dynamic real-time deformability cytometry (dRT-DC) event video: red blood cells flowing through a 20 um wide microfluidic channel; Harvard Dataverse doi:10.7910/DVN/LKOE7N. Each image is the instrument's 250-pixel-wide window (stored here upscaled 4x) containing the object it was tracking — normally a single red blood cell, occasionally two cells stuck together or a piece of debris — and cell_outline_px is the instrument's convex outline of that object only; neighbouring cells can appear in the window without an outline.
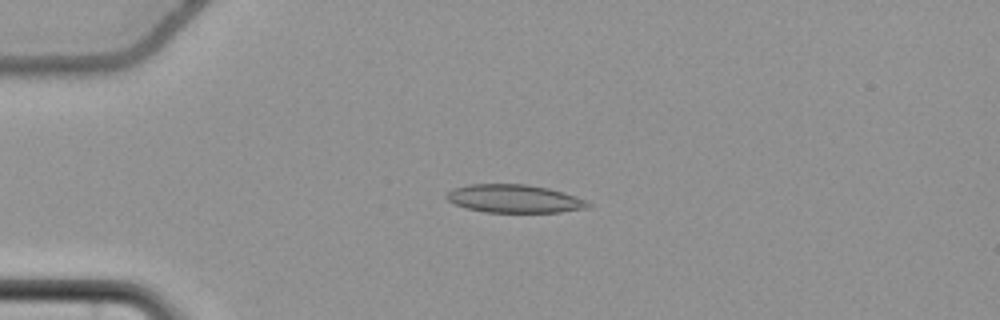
{"species": "common noctule bat (a hibernating species)", "species_latin": "Nyctalus noctula", "temperature_condition": "cold", "stored_images_in_passage": 56, "camera_frame_rate_fps": 3000, "um_per_image_px": 0.085, "animal": {"sex": "female", "body_mass_g": 22.7, "forearm_length_mm": 54.2}, "frame": {"image": 1, "passage_image": 14, "time_ms": 4.333, "image_size_px": [1000, 320], "cell_outline_px": [[592, 204], [588, 208], [560, 212], [484, 212], [464, 208], [448, 200], [444, 196], [452, 188], [468, 184], [528, 184], [548, 188], [564, 192], [584, 200]], "centroid_in_image_um": [43.68, 16.88], "position_along_channel_um": 41.3, "area_um2": 23.29}}
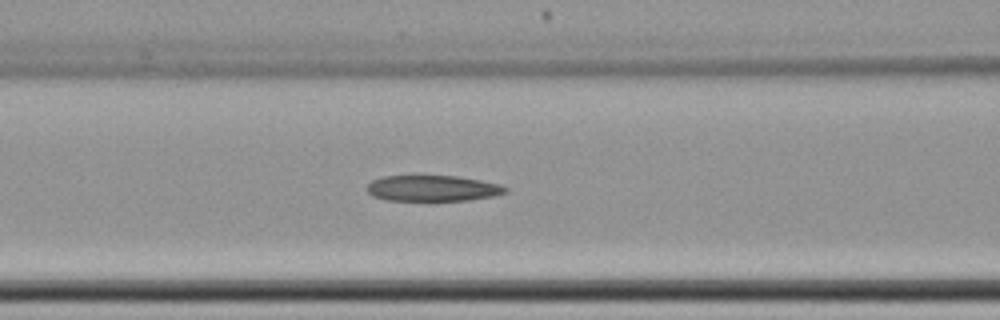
{"frame": {"image": 2, "passage_image": 24, "time_ms": 7.667, "image_size_px": [1000, 320], "cell_outline_px": [[508, 192], [496, 196], [468, 200], [384, 200], [372, 196], [364, 188], [372, 180], [380, 176], [420, 172], [460, 176], [500, 184], [508, 188]], "centroid_in_image_um": [36.71, 15.94], "position_along_channel_um": 129.9, "area_um2": 22.25}}
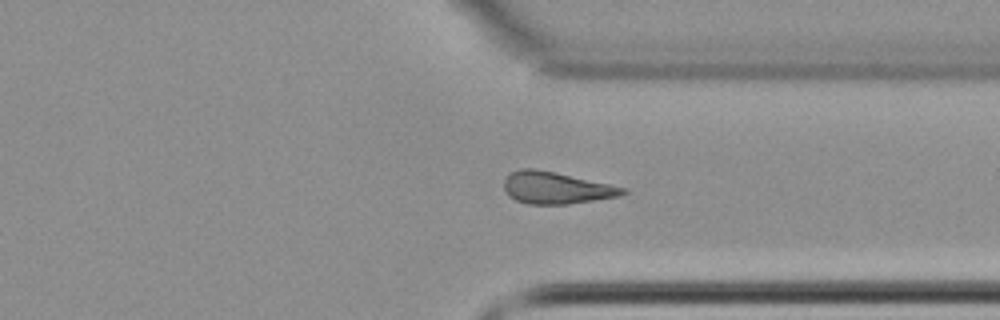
{"frame": {"image": 3, "passage_image": 43, "time_ms": 14.0, "image_size_px": [1000, 320], "cell_outline_px": [[628, 192], [620, 196], [568, 204], [528, 204], [516, 200], [508, 196], [504, 188], [504, 180], [508, 172], [520, 168], [532, 168], [556, 172], [628, 188]], "centroid_in_image_um": [47.26, 15.96], "position_along_channel_um": 364.1, "area_um2": 22.31}}